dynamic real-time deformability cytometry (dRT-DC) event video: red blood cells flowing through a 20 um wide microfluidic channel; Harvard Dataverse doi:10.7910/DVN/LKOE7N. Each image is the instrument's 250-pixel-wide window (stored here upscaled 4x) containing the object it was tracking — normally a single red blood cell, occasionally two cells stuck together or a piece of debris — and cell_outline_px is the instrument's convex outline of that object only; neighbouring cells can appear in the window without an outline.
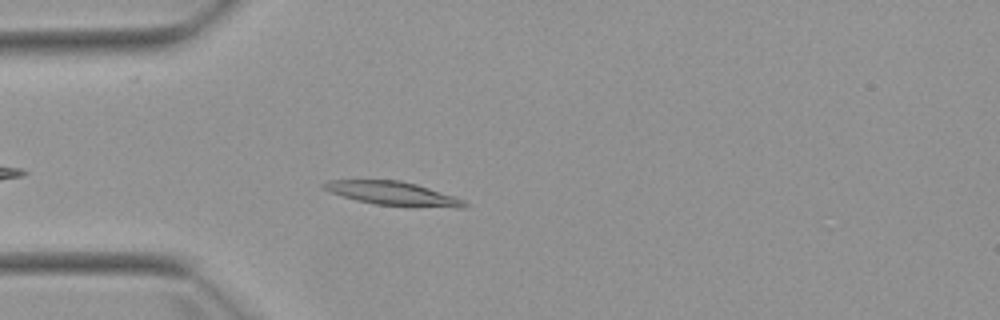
{"species": "Egyptian fruit bat (a non-hibernating species)", "species_latin": "Rousettus aegyptiacus", "temperature_condition": "warm", "stored_images_in_passage": 4, "camera_frame_rate_fps": 3000, "um_per_image_px": 0.085, "animal": {"sex": "female"}, "frame": {"image": 1, "passage_image": 4, "time_ms": 3.667, "image_size_px": [1000, 320], "cell_outline_px": [[468, 204], [464, 208], [456, 208], [376, 204], [356, 200], [320, 188], [320, 184], [328, 180], [400, 180], [416, 184], [464, 200]], "centroid_in_image_um": [33.35, 16.43], "position_along_channel_um": 51.6, "area_um2": 19.07}}